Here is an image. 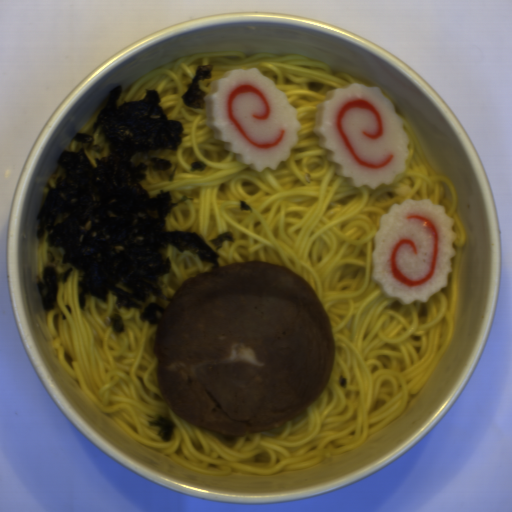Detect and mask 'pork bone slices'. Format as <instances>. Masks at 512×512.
Segmentation results:
<instances>
[{"label": "pork bone slices", "instance_id": "obj_1", "mask_svg": "<svg viewBox=\"0 0 512 512\" xmlns=\"http://www.w3.org/2000/svg\"><path fill=\"white\" fill-rule=\"evenodd\" d=\"M332 324L298 274L242 261L199 272L169 301L153 355L165 405L207 431L278 429L328 386Z\"/></svg>", "mask_w": 512, "mask_h": 512}]
</instances>
